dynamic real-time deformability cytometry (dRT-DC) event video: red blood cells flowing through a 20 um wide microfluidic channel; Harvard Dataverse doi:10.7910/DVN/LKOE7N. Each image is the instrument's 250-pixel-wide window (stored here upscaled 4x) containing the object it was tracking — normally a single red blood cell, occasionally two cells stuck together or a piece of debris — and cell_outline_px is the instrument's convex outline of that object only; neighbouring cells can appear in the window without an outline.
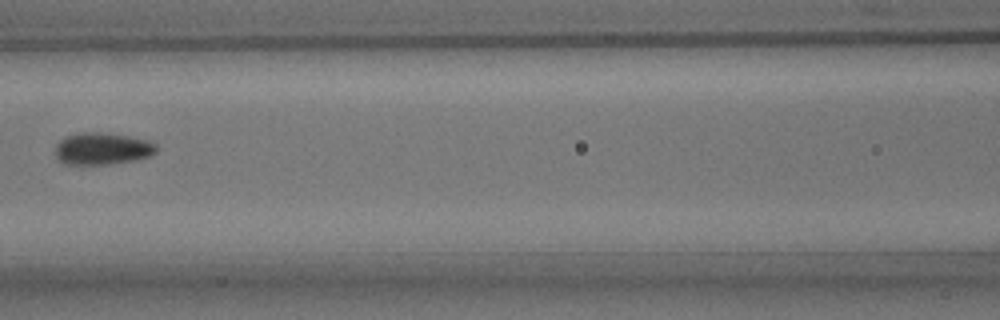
{"species": "common noctule bat (a hibernating species)", "species_latin": "Nyctalus noctula", "temperature_condition": "room temperature", "stored_images_in_passage": 5, "camera_frame_rate_fps": 3000, "um_per_image_px": 0.085, "animal": {"sex": "male", "body_mass_g": 15.6}, "frame": {"image": 1, "passage_image": 5, "time_ms": 4.667, "image_size_px": [1000, 320], "cell_outline_px": [[156, 152], [152, 156], [136, 160], [108, 164], [64, 164], [56, 156], [56, 144], [64, 136], [84, 132], [96, 132], [128, 136], [144, 140], [156, 144]], "centroid_in_image_um": [8.68, 12.64], "position_along_channel_um": 157.9, "area_um2": 18.73}}